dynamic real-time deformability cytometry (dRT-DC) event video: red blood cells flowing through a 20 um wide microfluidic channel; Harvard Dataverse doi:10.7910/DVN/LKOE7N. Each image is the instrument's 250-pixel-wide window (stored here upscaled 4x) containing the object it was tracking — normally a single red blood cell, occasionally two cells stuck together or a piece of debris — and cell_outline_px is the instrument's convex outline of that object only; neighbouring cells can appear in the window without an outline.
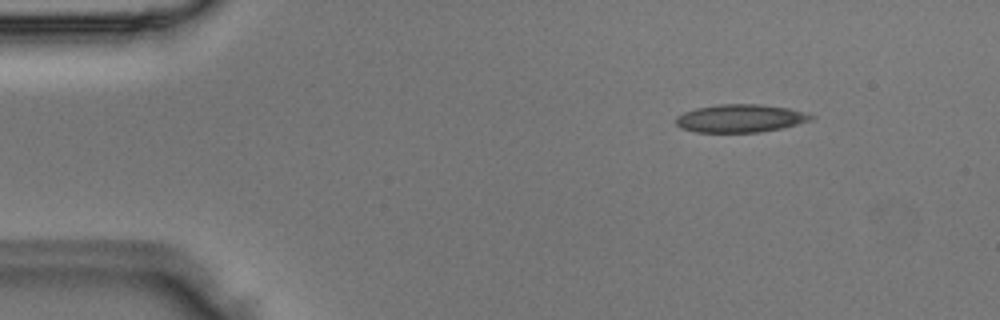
{"species": "Egyptian fruit bat (a non-hibernating species)", "species_latin": "Rousettus aegyptiacus", "temperature_condition": "room temperature", "stored_images_in_passage": 3, "camera_frame_rate_fps": 3000, "um_per_image_px": 0.085, "animal": {"sex": "male"}, "frame": {"image": 1, "passage_image": 1, "time_ms": 0.0, "image_size_px": [1000, 320], "cell_outline_px": [[816, 116], [812, 120], [780, 128], [760, 132], [696, 132], [680, 128], [676, 124], [676, 116], [684, 112], [696, 108], [720, 104], [760, 104], [788, 108], [804, 112]], "centroid_in_image_um": [62.91, 10.06], "position_along_channel_um": 22.1, "area_um2": 21.96}}